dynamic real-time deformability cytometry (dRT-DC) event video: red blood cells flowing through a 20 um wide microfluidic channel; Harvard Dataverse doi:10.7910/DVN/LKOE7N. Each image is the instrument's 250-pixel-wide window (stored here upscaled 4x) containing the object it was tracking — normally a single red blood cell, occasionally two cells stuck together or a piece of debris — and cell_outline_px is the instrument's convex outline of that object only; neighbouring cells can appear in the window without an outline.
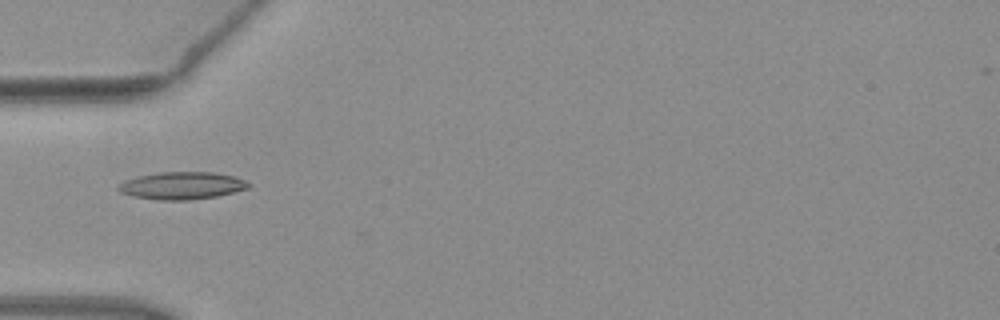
{"species": "common noctule bat (a hibernating species)", "species_latin": "Nyctalus noctula", "temperature_condition": "warm", "stored_images_in_passage": 1, "camera_frame_rate_fps": 3000, "um_per_image_px": 0.085, "animal": {"sex": "female", "body_mass_g": 19.3, "forearm_length_mm": 54.1}, "frame": {"image": 1, "passage_image": 1, "time_ms": 0.0, "image_size_px": [1000, 320], "cell_outline_px": [[252, 184], [248, 188], [216, 196], [188, 200], [160, 200], [132, 196], [120, 192], [116, 188], [116, 184], [124, 180], [136, 176], [160, 172], [212, 172], [232, 176], [244, 180]], "centroid_in_image_um": [15.39, 15.77], "position_along_channel_um": 69.6, "area_um2": 20.81}}